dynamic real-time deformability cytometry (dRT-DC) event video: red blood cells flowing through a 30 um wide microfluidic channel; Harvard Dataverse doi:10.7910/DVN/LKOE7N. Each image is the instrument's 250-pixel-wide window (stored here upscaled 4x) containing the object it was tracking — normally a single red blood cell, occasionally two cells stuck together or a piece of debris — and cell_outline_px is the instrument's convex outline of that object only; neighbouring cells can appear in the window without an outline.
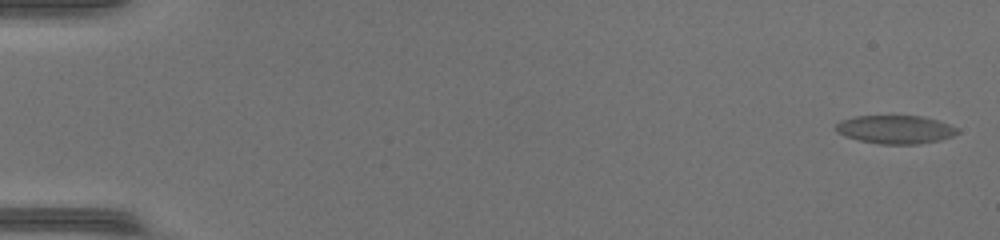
{"species": "common noctule bat (a hibernating species)", "species_latin": "Nyctalus noctula", "temperature_condition": "warm", "stored_images_in_passage": 52, "camera_frame_rate_fps": 3000, "um_per_image_px": 0.085, "animal": {"sex": "female", "body_mass_g": 17.0, "forearm_length_mm": 48.0}, "frame": {"image": 1, "passage_image": 2, "time_ms": 0.333, "image_size_px": [1000, 240], "cell_outline_px": [[960, 132], [952, 136], [940, 140], [916, 144], [880, 144], [860, 140], [836, 132], [836, 124], [840, 120], [856, 116], [920, 116], [936, 120], [948, 124], [956, 128]], "centroid_in_image_um": [76.1, 11.0], "position_along_channel_um": 8.9, "area_um2": 19.83}}
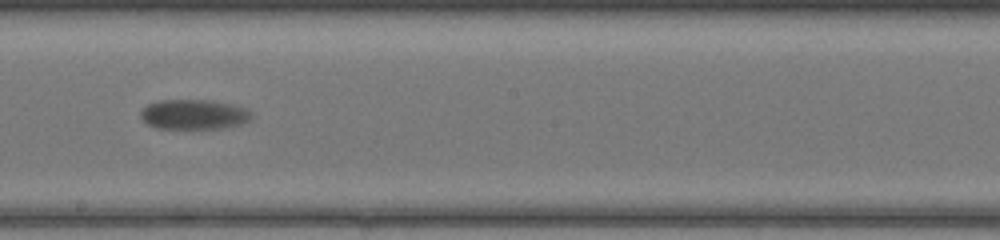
{"frame": {"image": 2, "passage_image": 31, "time_ms": 10.0, "image_size_px": [1000, 240], "cell_outline_px": [[252, 116], [248, 120], [240, 124], [220, 128], [156, 128], [148, 124], [140, 116], [140, 112], [148, 104], [160, 100], [212, 100], [232, 104], [244, 108], [252, 112]], "centroid_in_image_um": [16.47, 9.71], "position_along_channel_um": 231.7, "area_um2": 19.13}}
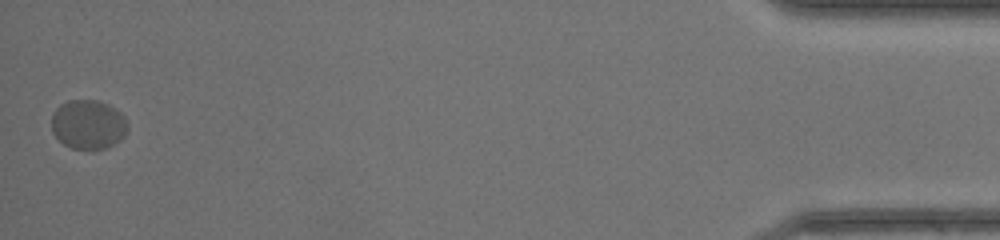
{"frame": {"image": 3, "passage_image": 52, "time_ms": 17.0, "image_size_px": [1000, 240], "cell_outline_px": [[128, 128], [124, 136], [120, 140], [104, 148], [92, 152], [72, 148], [64, 144], [52, 132], [52, 112], [60, 104], [68, 100], [96, 100], [108, 104], [120, 112], [124, 116], [128, 124]], "centroid_in_image_um": [7.49, 10.6], "position_along_channel_um": 427.7, "area_um2": 22.2}, "authors_computed_cell_mechanics": {"area_um2": 19.5653, "velocity_mm_per_s": 4.1041, "shape_relaxation_time_tau1_ms": 2.4907, "shape_relaxation_time_tau2_ms": null, "deformation_change_tau1": 0.0898, "deformation_change_tau2": null}}